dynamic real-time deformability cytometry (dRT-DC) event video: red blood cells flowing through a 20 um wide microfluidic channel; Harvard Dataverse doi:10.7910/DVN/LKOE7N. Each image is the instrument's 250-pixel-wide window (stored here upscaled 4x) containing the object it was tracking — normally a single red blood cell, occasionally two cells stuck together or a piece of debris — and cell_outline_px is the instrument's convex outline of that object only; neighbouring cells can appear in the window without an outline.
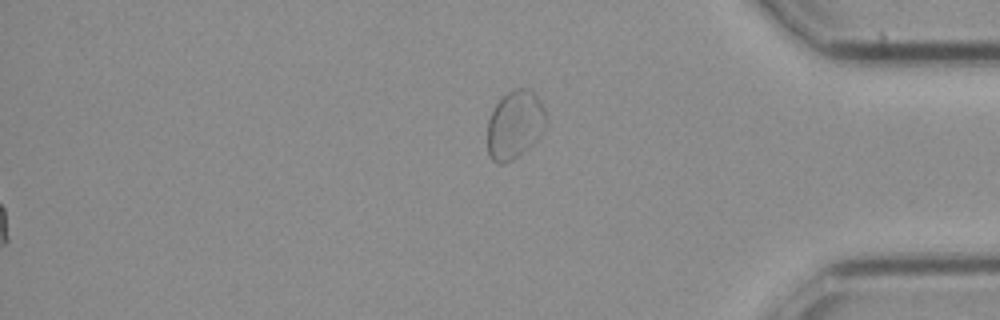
{"species": "common noctule bat (a hibernating species)", "species_latin": "Nyctalus noctula", "temperature_condition": "cold", "stored_images_in_passage": 25, "segment_of_instrument_passage": [2, 2], "camera_frame_rate_fps": 3000, "um_per_image_px": 0.085, "animal": {"sex": "female", "body_mass_g": 21.9}, "frame": {"image": 1, "passage_image": 25, "time_ms": 8.0, "image_size_px": [1000, 320], "cell_outline_px": [[548, 116], [544, 128], [536, 140], [528, 148], [512, 160], [504, 164], [496, 164], [488, 156], [488, 120], [492, 108], [512, 88], [528, 88], [540, 100]], "centroid_in_image_um": [43.75, 10.61], "position_along_channel_um": 391.4, "area_um2": 23.47}}